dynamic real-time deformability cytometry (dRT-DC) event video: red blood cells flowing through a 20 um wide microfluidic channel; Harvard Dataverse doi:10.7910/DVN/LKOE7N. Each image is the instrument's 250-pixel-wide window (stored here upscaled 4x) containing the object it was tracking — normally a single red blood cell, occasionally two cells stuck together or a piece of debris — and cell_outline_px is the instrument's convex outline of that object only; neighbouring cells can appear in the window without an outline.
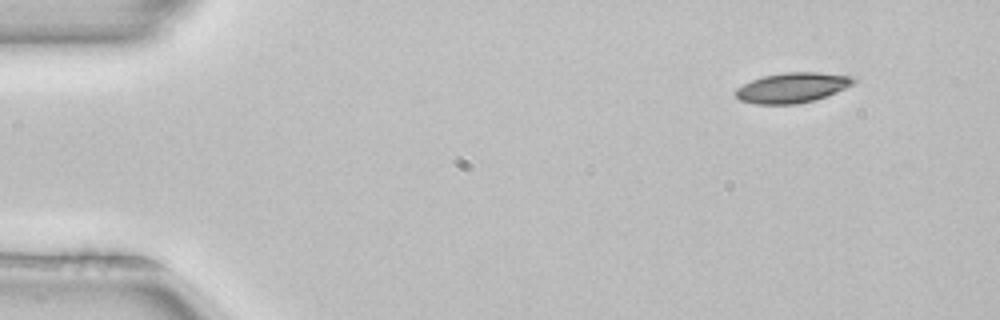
{"species": "common noctule bat (a hibernating species)", "species_latin": "Nyctalus noctula", "temperature_condition": "room temperature", "stored_images_in_passage": 3, "camera_frame_rate_fps": 3000, "um_per_image_px": 0.085, "animal": {"sex": "female", "body_mass_g": 22.7, "forearm_length_mm": 54.2}, "frame": {"image": 1, "passage_image": 1, "time_ms": 0.0, "image_size_px": [1000, 320], "cell_outline_px": [[856, 80], [852, 84], [836, 92], [812, 100], [796, 104], [756, 104], [740, 100], [736, 96], [736, 88], [752, 80], [764, 76], [784, 72], [816, 72], [852, 76]], "centroid_in_image_um": [67.32, 7.44], "position_along_channel_um": 17.7, "area_um2": 20.35}}
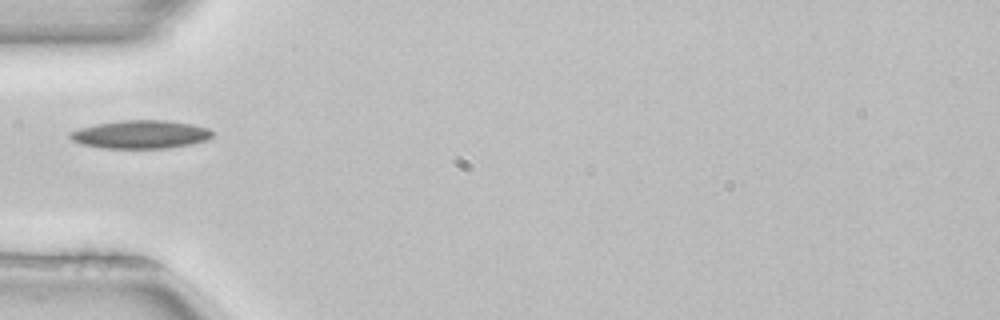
{"frame": {"image": 2, "passage_image": 3, "time_ms": 0.667, "image_size_px": [1000, 320], "cell_outline_px": [[212, 136], [204, 140], [188, 144], [168, 148], [104, 148], [80, 144], [72, 140], [68, 136], [68, 132], [80, 128], [96, 124], [120, 120], [164, 120], [192, 124], [208, 128], [212, 132]], "centroid_in_image_um": [11.89, 11.42], "position_along_channel_um": 73.1, "area_um2": 23.29}}